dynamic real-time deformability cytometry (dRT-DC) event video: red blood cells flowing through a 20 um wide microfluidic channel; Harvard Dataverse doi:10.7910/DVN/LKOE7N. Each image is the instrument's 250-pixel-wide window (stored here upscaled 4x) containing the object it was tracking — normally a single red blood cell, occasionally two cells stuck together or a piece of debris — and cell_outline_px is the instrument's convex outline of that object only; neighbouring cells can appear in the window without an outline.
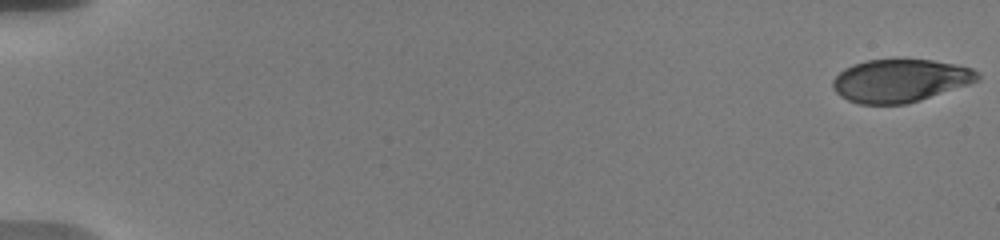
{"species": "human", "species_latin": "Homo sapiens", "temperature_condition": "warm", "stored_images_in_passage": 10, "camera_frame_rate_fps": 3000, "um_per_image_px": 0.085, "donor": {"sex": "male"}, "frame": {"image": 1, "passage_image": 1, "time_ms": 0.0, "image_size_px": [1000, 240], "cell_outline_px": [[980, 80], [920, 100], [904, 104], [860, 104], [848, 100], [840, 96], [832, 88], [832, 80], [844, 68], [852, 64], [868, 60], [932, 60], [972, 68], [980, 72]], "centroid_in_image_um": [76.49, 6.86], "position_along_channel_um": 8.5, "area_um2": 36.01}}
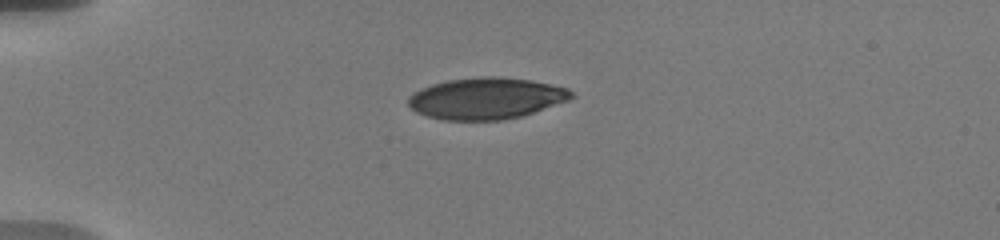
{"frame": {"image": 2, "passage_image": 9, "time_ms": 5.0, "image_size_px": [1000, 240], "cell_outline_px": [[572, 96], [568, 100], [520, 116], [504, 120], [444, 120], [428, 116], [416, 112], [408, 104], [408, 96], [432, 84], [448, 80], [480, 76], [500, 76], [528, 80], [568, 88], [572, 92]], "centroid_in_image_um": [41.3, 8.36], "position_along_channel_um": 43.7, "area_um2": 38.96}}